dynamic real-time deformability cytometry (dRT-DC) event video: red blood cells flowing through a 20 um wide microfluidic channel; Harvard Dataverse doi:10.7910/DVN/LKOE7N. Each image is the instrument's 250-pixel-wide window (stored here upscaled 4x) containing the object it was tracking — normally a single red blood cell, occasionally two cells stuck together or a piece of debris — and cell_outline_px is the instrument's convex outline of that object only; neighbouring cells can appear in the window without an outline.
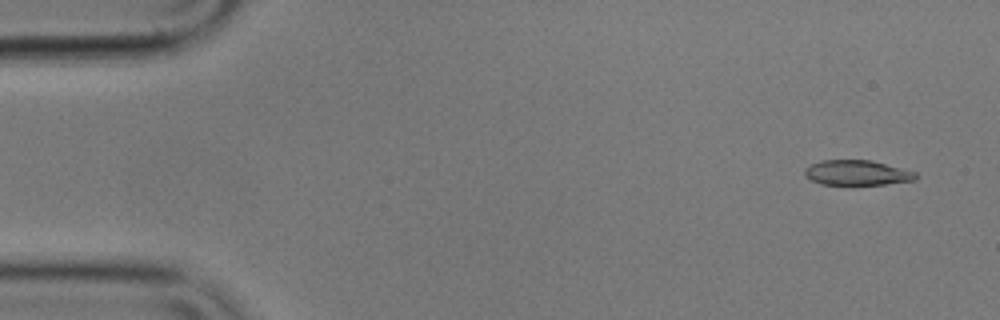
{"species": "common noctule bat (a hibernating species)", "species_latin": "Nyctalus noctula", "temperature_condition": "cold", "stored_images_in_passage": 56, "camera_frame_rate_fps": 3000, "um_per_image_px": 0.085, "animal": {"sex": "male", "body_mass_g": 17.9}, "frame": {"image": 1, "passage_image": 3, "time_ms": 0.667, "image_size_px": [1000, 320], "cell_outline_px": [[916, 180], [884, 184], [820, 184], [804, 176], [804, 168], [820, 160], [872, 160], [916, 172]], "centroid_in_image_um": [72.82, 14.67], "position_along_channel_um": 12.2, "area_um2": 16.13}}
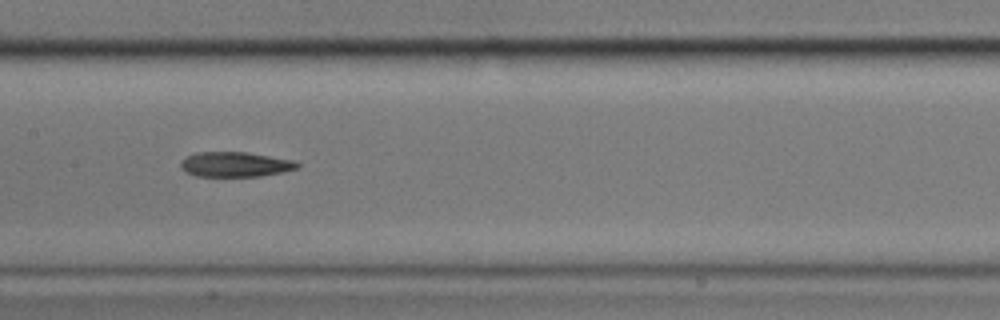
{"frame": {"image": 2, "passage_image": 27, "time_ms": 8.667, "image_size_px": [1000, 320], "cell_outline_px": [[300, 164], [296, 168], [280, 172], [260, 176], [196, 176], [180, 168], [180, 160], [196, 152], [248, 152], [292, 160]], "centroid_in_image_um": [19.94, 13.96], "position_along_channel_um": 187.5, "area_um2": 16.76}}
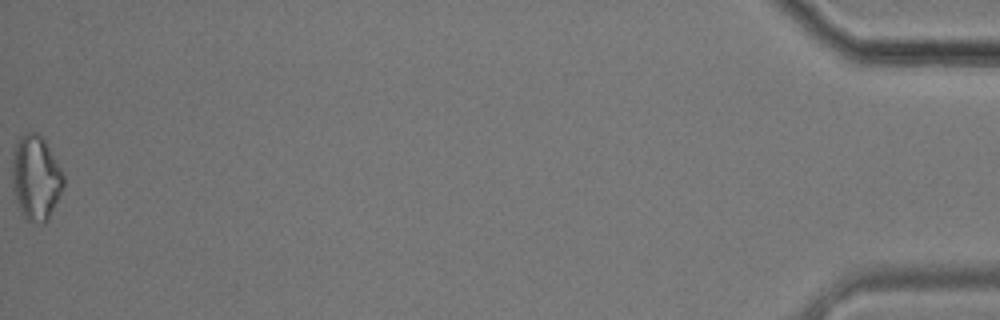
{"frame": {"image": 3, "passage_image": 56, "time_ms": 18.333, "image_size_px": [1000, 320], "cell_outline_px": [[64, 184], [48, 220], [44, 224], [28, 220], [24, 216], [20, 208], [12, 184], [12, 152], [16, 140], [20, 136], [28, 132], [36, 132], [44, 140], [60, 168], [64, 176]], "centroid_in_image_um": [3.03, 15.08], "position_along_channel_um": 432.2, "area_um2": 24.97}, "authors_computed_cell_mechanics": {"area_um2": 17.8024, "velocity_mm_per_s": 3.5643, "shape_relaxation_time_tau1_ms": 10.7377, "shape_relaxation_time_tau2_ms": null, "deformation_change_tau1": 0.238, "deformation_change_tau2": null}}